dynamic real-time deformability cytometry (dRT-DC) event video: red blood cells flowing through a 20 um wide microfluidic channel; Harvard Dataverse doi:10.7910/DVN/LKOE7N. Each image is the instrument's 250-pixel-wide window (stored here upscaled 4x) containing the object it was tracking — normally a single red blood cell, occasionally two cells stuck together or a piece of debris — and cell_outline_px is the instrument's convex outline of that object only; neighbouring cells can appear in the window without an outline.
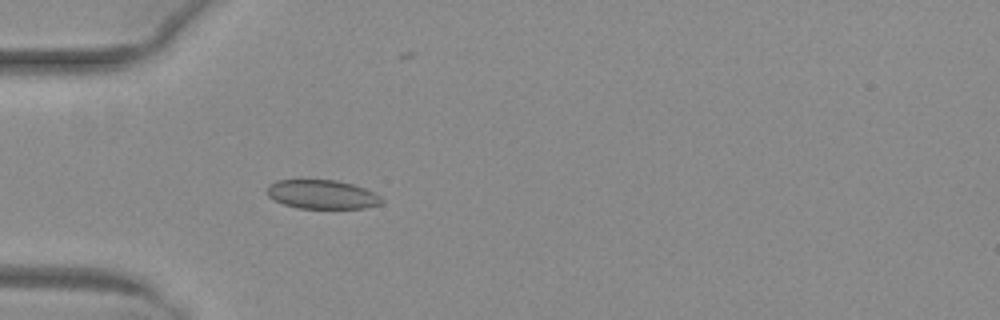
{"species": "common noctule bat (a hibernating species)", "species_latin": "Nyctalus noctula", "temperature_condition": "warm", "stored_images_in_passage": 36, "camera_frame_rate_fps": 3000, "um_per_image_px": 0.085, "animal": {"sex": "female", "body_mass_g": 29.2, "forearm_length_mm": 56.3}, "frame": {"image": 1, "passage_image": 1, "time_ms": 0.0, "image_size_px": [1000, 320], "cell_outline_px": [[384, 204], [364, 208], [296, 208], [284, 204], [268, 196], [268, 184], [276, 180], [336, 180], [352, 184], [364, 188], [380, 196], [384, 200]], "centroid_in_image_um": [27.4, 16.53], "position_along_channel_um": 57.6, "area_um2": 19.31}}
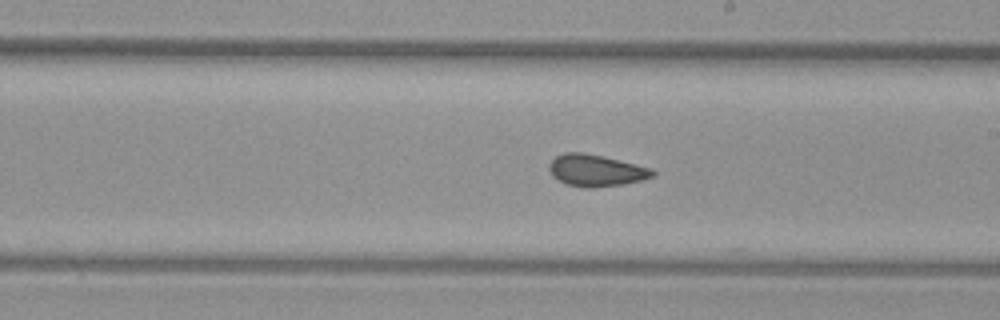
{"frame": {"image": 2, "passage_image": 15, "time_ms": 4.667, "image_size_px": [1000, 320], "cell_outline_px": [[656, 172], [652, 176], [640, 180], [624, 184], [592, 188], [584, 188], [568, 184], [552, 176], [548, 168], [548, 164], [556, 156], [564, 152], [584, 152], [604, 156], [652, 168]], "centroid_in_image_um": [50.64, 14.48], "position_along_channel_um": 238.4, "area_um2": 19.19}}
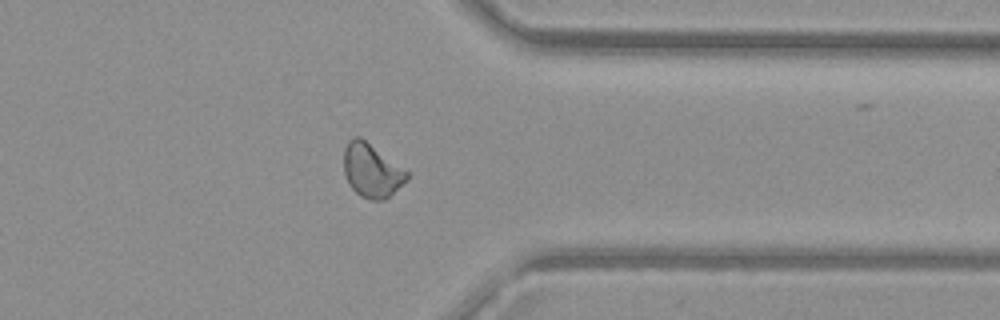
{"frame": {"image": 3, "passage_image": 26, "time_ms": 8.333, "image_size_px": [1000, 320], "cell_outline_px": [[408, 180], [384, 200], [372, 200], [360, 196], [352, 188], [344, 172], [344, 148], [348, 140], [352, 136], [360, 136], [408, 172]], "centroid_in_image_um": [31.58, 14.48], "position_along_channel_um": 379.8, "area_um2": 19.54}}